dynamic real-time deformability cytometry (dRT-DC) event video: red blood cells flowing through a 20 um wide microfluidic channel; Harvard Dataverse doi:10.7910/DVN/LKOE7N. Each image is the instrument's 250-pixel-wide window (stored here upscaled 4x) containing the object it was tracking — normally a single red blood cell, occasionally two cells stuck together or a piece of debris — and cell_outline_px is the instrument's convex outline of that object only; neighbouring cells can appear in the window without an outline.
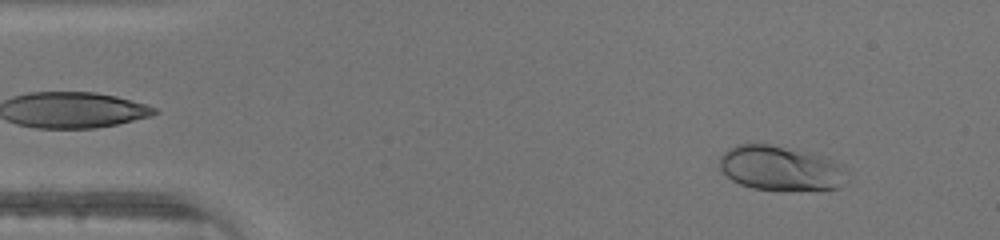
{"species": "human", "species_latin": "Homo sapiens", "temperature_condition": "warm", "stored_images_in_passage": 45, "camera_frame_rate_fps": 3000, "um_per_image_px": 0.085, "donor": {"sex": "male"}, "frame": {"image": 1, "passage_image": 4, "time_ms": 1.0, "image_size_px": [1000, 240], "cell_outline_px": [[844, 164], [840, 188], [752, 188], [740, 184], [732, 180], [720, 172], [716, 168], [720, 156], [728, 148], [736, 144], [768, 144], [816, 152], [828, 156]], "centroid_in_image_um": [66.26, 14.23], "position_along_channel_um": 18.7, "area_um2": 33.06}}
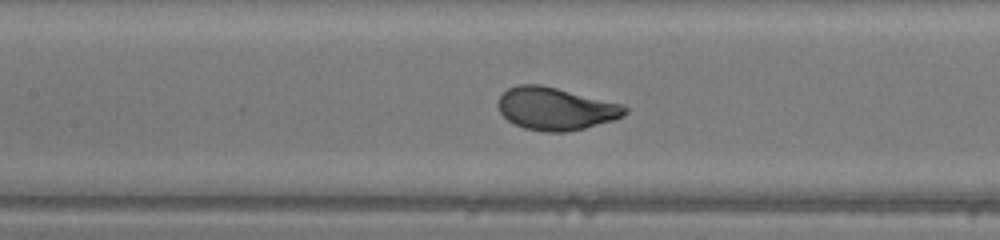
{"frame": {"image": 2, "passage_image": 20, "time_ms": 6.333, "image_size_px": [1000, 240], "cell_outline_px": [[628, 112], [624, 116], [612, 120], [584, 128], [568, 132], [544, 132], [524, 128], [508, 120], [500, 112], [496, 104], [500, 96], [508, 88], [516, 84], [540, 84], [624, 104], [628, 108]], "centroid_in_image_um": [47.23, 9.23], "position_along_channel_um": 160.2, "area_um2": 31.62}}
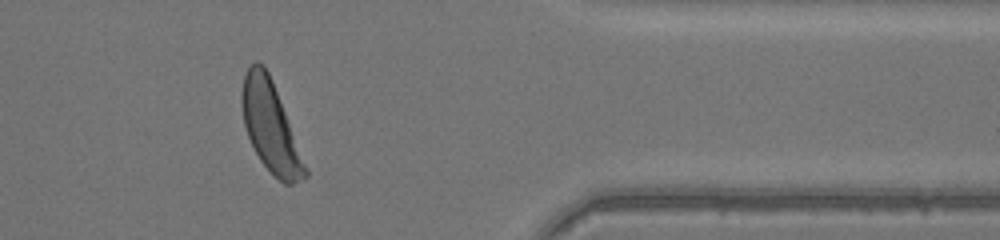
{"frame": {"image": 3, "passage_image": 37, "time_ms": 12.0, "image_size_px": [1000, 240], "cell_outline_px": [[308, 176], [304, 180], [292, 184], [284, 184], [260, 160], [248, 136], [244, 124], [240, 104], [240, 92], [244, 76], [248, 68], [256, 60], [264, 64], [272, 80], [308, 168]], "centroid_in_image_um": [22.99, 10.76], "position_along_channel_um": 388.4, "area_um2": 33.06}}